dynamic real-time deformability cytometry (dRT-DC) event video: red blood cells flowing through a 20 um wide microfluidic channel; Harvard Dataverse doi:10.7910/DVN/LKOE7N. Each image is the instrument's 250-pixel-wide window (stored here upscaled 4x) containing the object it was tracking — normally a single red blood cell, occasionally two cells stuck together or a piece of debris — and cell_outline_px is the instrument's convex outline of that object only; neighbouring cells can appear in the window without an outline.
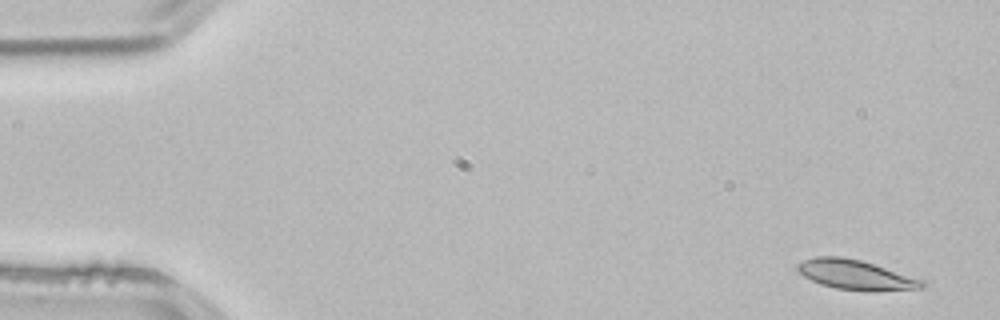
{"species": "common noctule bat (a hibernating species)", "species_latin": "Nyctalus noctula", "temperature_condition": "room temperature", "stored_images_in_passage": 3, "camera_frame_rate_fps": 3000, "um_per_image_px": 0.085, "animal": {"sex": "male", "body_mass_g": 21.5, "forearm_length_mm": 52.0}, "frame": {"image": 1, "passage_image": 1, "time_ms": 0.0, "image_size_px": [1000, 320], "cell_outline_px": [[924, 288], [836, 288], [820, 284], [804, 276], [796, 268], [796, 264], [804, 260], [816, 256], [840, 256], [860, 260], [924, 280]], "centroid_in_image_um": [72.62, 23.29], "position_along_channel_um": 12.4, "area_um2": 20.23}}
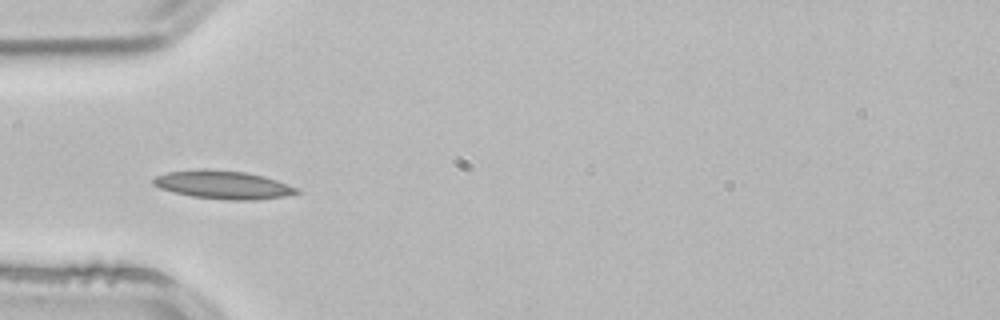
{"frame": {"image": 2, "passage_image": 3, "time_ms": 0.667, "image_size_px": [1000, 320], "cell_outline_px": [[300, 192], [284, 196], [256, 200], [228, 200], [192, 196], [172, 192], [160, 188], [152, 184], [152, 180], [156, 176], [168, 172], [200, 168], [204, 168], [244, 172], [264, 176], [300, 188]], "centroid_in_image_um": [18.95, 15.7], "position_along_channel_um": 66.0, "area_um2": 23.7}}